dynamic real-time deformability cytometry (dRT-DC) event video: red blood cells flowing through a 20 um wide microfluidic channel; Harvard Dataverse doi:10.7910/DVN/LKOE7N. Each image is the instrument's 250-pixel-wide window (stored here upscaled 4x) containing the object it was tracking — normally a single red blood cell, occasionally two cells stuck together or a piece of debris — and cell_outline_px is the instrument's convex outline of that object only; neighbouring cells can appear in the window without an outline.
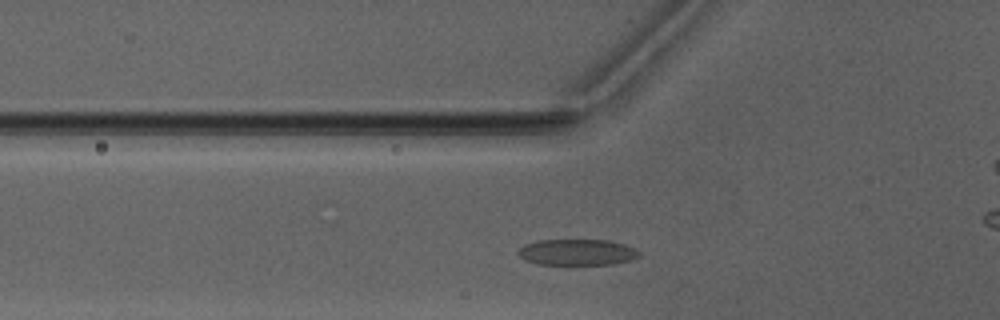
{"species": "Egyptian fruit bat (a non-hibernating species)", "species_latin": "Rousettus aegyptiacus", "temperature_condition": "warm", "stored_images_in_passage": 33, "camera_frame_rate_fps": 3000, "um_per_image_px": 0.085, "animal": {"sex": "male"}, "frame": {"image": 1, "passage_image": 10, "time_ms": 3.0, "image_size_px": [1000, 320], "cell_outline_px": [[640, 256], [632, 260], [612, 264], [536, 264], [524, 260], [516, 252], [524, 244], [536, 240], [608, 240], [624, 244], [636, 248], [640, 252]], "centroid_in_image_um": [49.05, 21.43], "position_along_channel_um": 76.7, "area_um2": 18.55}}
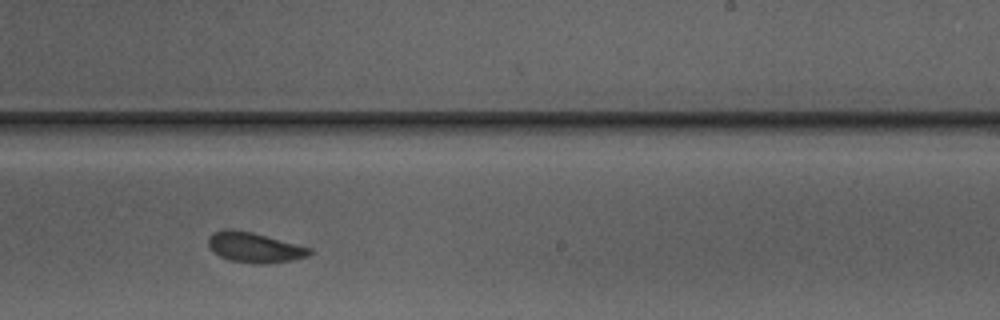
{"frame": {"image": 2, "passage_image": 24, "time_ms": 7.667, "image_size_px": [1000, 320], "cell_outline_px": [[312, 252], [308, 256], [292, 260], [260, 264], [252, 264], [232, 260], [220, 256], [208, 244], [208, 236], [212, 232], [220, 228], [232, 228], [252, 232], [312, 248]], "centroid_in_image_um": [21.61, 21.01], "position_along_channel_um": 267.4, "area_um2": 17.8}}
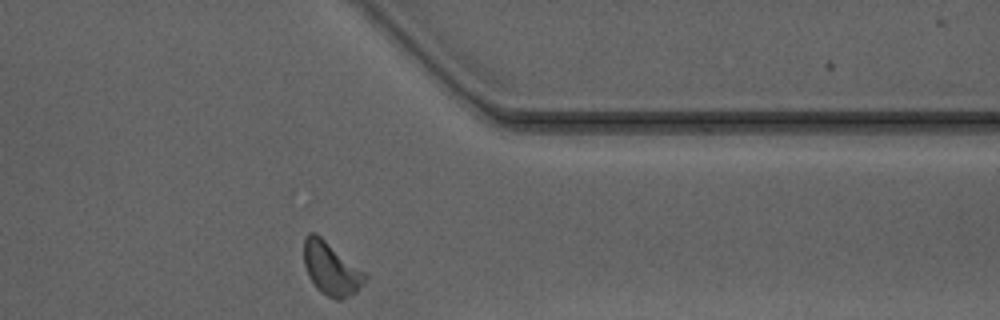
{"frame": {"image": 3, "passage_image": 33, "time_ms": 10.667, "image_size_px": [1000, 320], "cell_outline_px": [[368, 276], [356, 292], [340, 300], [336, 300], [320, 292], [316, 288], [308, 276], [304, 264], [304, 236], [308, 232], [316, 232], [364, 272]], "centroid_in_image_um": [28.1, 22.82], "position_along_channel_um": 383.3, "area_um2": 18.73}, "authors_computed_cell_mechanics": {"area_um2": 18.207, "velocity_mm_per_s": 4.0828, "shape_relaxation_time_tau1_ms": 1.6502, "shape_relaxation_time_tau2_ms": 1.3845, "deformation_change_tau1": 0.0943, "deformation_change_tau2": 0.0736}}